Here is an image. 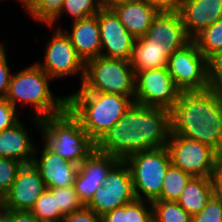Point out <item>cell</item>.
I'll list each match as a JSON object with an SVG mask.
<instances>
[{
    "label": "cell",
    "mask_w": 222,
    "mask_h": 222,
    "mask_svg": "<svg viewBox=\"0 0 222 222\" xmlns=\"http://www.w3.org/2000/svg\"><path fill=\"white\" fill-rule=\"evenodd\" d=\"M30 211L41 222H61L64 216L57 209L56 188L46 189Z\"/></svg>",
    "instance_id": "28"
},
{
    "label": "cell",
    "mask_w": 222,
    "mask_h": 222,
    "mask_svg": "<svg viewBox=\"0 0 222 222\" xmlns=\"http://www.w3.org/2000/svg\"><path fill=\"white\" fill-rule=\"evenodd\" d=\"M213 196L210 177H192L177 203L191 216L201 212Z\"/></svg>",
    "instance_id": "22"
},
{
    "label": "cell",
    "mask_w": 222,
    "mask_h": 222,
    "mask_svg": "<svg viewBox=\"0 0 222 222\" xmlns=\"http://www.w3.org/2000/svg\"><path fill=\"white\" fill-rule=\"evenodd\" d=\"M46 190L39 171L33 164H23L9 191L0 200V207L9 210L30 211Z\"/></svg>",
    "instance_id": "14"
},
{
    "label": "cell",
    "mask_w": 222,
    "mask_h": 222,
    "mask_svg": "<svg viewBox=\"0 0 222 222\" xmlns=\"http://www.w3.org/2000/svg\"><path fill=\"white\" fill-rule=\"evenodd\" d=\"M171 112V134L222 152V96L208 88L180 91Z\"/></svg>",
    "instance_id": "2"
},
{
    "label": "cell",
    "mask_w": 222,
    "mask_h": 222,
    "mask_svg": "<svg viewBox=\"0 0 222 222\" xmlns=\"http://www.w3.org/2000/svg\"><path fill=\"white\" fill-rule=\"evenodd\" d=\"M101 56L130 60L135 37L124 27L113 10L98 12Z\"/></svg>",
    "instance_id": "15"
},
{
    "label": "cell",
    "mask_w": 222,
    "mask_h": 222,
    "mask_svg": "<svg viewBox=\"0 0 222 222\" xmlns=\"http://www.w3.org/2000/svg\"><path fill=\"white\" fill-rule=\"evenodd\" d=\"M124 27L135 37L147 33L152 20L159 13L156 6L148 1L133 0L112 9Z\"/></svg>",
    "instance_id": "21"
},
{
    "label": "cell",
    "mask_w": 222,
    "mask_h": 222,
    "mask_svg": "<svg viewBox=\"0 0 222 222\" xmlns=\"http://www.w3.org/2000/svg\"><path fill=\"white\" fill-rule=\"evenodd\" d=\"M43 60L36 63L55 81L58 79L76 78L79 75L81 86L84 73L85 62L77 54L70 38L62 29L55 28L52 35L45 40Z\"/></svg>",
    "instance_id": "8"
},
{
    "label": "cell",
    "mask_w": 222,
    "mask_h": 222,
    "mask_svg": "<svg viewBox=\"0 0 222 222\" xmlns=\"http://www.w3.org/2000/svg\"><path fill=\"white\" fill-rule=\"evenodd\" d=\"M26 1L27 0H18V3H20L21 4L20 6H22Z\"/></svg>",
    "instance_id": "44"
},
{
    "label": "cell",
    "mask_w": 222,
    "mask_h": 222,
    "mask_svg": "<svg viewBox=\"0 0 222 222\" xmlns=\"http://www.w3.org/2000/svg\"><path fill=\"white\" fill-rule=\"evenodd\" d=\"M63 5L64 0H27L22 8L32 21L47 26L61 13Z\"/></svg>",
    "instance_id": "25"
},
{
    "label": "cell",
    "mask_w": 222,
    "mask_h": 222,
    "mask_svg": "<svg viewBox=\"0 0 222 222\" xmlns=\"http://www.w3.org/2000/svg\"><path fill=\"white\" fill-rule=\"evenodd\" d=\"M180 90L175 86L167 67L148 69L135 75L134 102L172 110Z\"/></svg>",
    "instance_id": "11"
},
{
    "label": "cell",
    "mask_w": 222,
    "mask_h": 222,
    "mask_svg": "<svg viewBox=\"0 0 222 222\" xmlns=\"http://www.w3.org/2000/svg\"><path fill=\"white\" fill-rule=\"evenodd\" d=\"M170 134L171 112L168 109L133 102L95 143V149L124 160L136 152L165 147Z\"/></svg>",
    "instance_id": "1"
},
{
    "label": "cell",
    "mask_w": 222,
    "mask_h": 222,
    "mask_svg": "<svg viewBox=\"0 0 222 222\" xmlns=\"http://www.w3.org/2000/svg\"><path fill=\"white\" fill-rule=\"evenodd\" d=\"M23 121L0 132V158L19 160L23 164H32L36 145L28 127Z\"/></svg>",
    "instance_id": "20"
},
{
    "label": "cell",
    "mask_w": 222,
    "mask_h": 222,
    "mask_svg": "<svg viewBox=\"0 0 222 222\" xmlns=\"http://www.w3.org/2000/svg\"><path fill=\"white\" fill-rule=\"evenodd\" d=\"M40 142H42L41 151L37 145L32 164L39 171L46 189L74 186L79 165L62 158L42 140Z\"/></svg>",
    "instance_id": "16"
},
{
    "label": "cell",
    "mask_w": 222,
    "mask_h": 222,
    "mask_svg": "<svg viewBox=\"0 0 222 222\" xmlns=\"http://www.w3.org/2000/svg\"><path fill=\"white\" fill-rule=\"evenodd\" d=\"M191 40L179 12H159L147 33L135 38L133 49L179 50Z\"/></svg>",
    "instance_id": "12"
},
{
    "label": "cell",
    "mask_w": 222,
    "mask_h": 222,
    "mask_svg": "<svg viewBox=\"0 0 222 222\" xmlns=\"http://www.w3.org/2000/svg\"><path fill=\"white\" fill-rule=\"evenodd\" d=\"M167 150L171 164L192 177H210L217 152L199 141L170 135Z\"/></svg>",
    "instance_id": "13"
},
{
    "label": "cell",
    "mask_w": 222,
    "mask_h": 222,
    "mask_svg": "<svg viewBox=\"0 0 222 222\" xmlns=\"http://www.w3.org/2000/svg\"><path fill=\"white\" fill-rule=\"evenodd\" d=\"M133 0H99L102 9L112 10L116 6L131 2Z\"/></svg>",
    "instance_id": "42"
},
{
    "label": "cell",
    "mask_w": 222,
    "mask_h": 222,
    "mask_svg": "<svg viewBox=\"0 0 222 222\" xmlns=\"http://www.w3.org/2000/svg\"><path fill=\"white\" fill-rule=\"evenodd\" d=\"M4 210L8 215V222H41L28 210Z\"/></svg>",
    "instance_id": "39"
},
{
    "label": "cell",
    "mask_w": 222,
    "mask_h": 222,
    "mask_svg": "<svg viewBox=\"0 0 222 222\" xmlns=\"http://www.w3.org/2000/svg\"><path fill=\"white\" fill-rule=\"evenodd\" d=\"M191 222H222V199L212 196L201 212L192 216Z\"/></svg>",
    "instance_id": "34"
},
{
    "label": "cell",
    "mask_w": 222,
    "mask_h": 222,
    "mask_svg": "<svg viewBox=\"0 0 222 222\" xmlns=\"http://www.w3.org/2000/svg\"><path fill=\"white\" fill-rule=\"evenodd\" d=\"M119 161V158L102 154L95 149L80 163L74 188L84 205L91 200L95 191L104 184L107 174Z\"/></svg>",
    "instance_id": "17"
},
{
    "label": "cell",
    "mask_w": 222,
    "mask_h": 222,
    "mask_svg": "<svg viewBox=\"0 0 222 222\" xmlns=\"http://www.w3.org/2000/svg\"><path fill=\"white\" fill-rule=\"evenodd\" d=\"M176 50L133 49L130 65L136 75L138 72L148 69L165 68L168 58Z\"/></svg>",
    "instance_id": "24"
},
{
    "label": "cell",
    "mask_w": 222,
    "mask_h": 222,
    "mask_svg": "<svg viewBox=\"0 0 222 222\" xmlns=\"http://www.w3.org/2000/svg\"><path fill=\"white\" fill-rule=\"evenodd\" d=\"M8 41L6 39V42H0V97H6L9 83L13 74V71H11V66L8 64V55H7V49Z\"/></svg>",
    "instance_id": "35"
},
{
    "label": "cell",
    "mask_w": 222,
    "mask_h": 222,
    "mask_svg": "<svg viewBox=\"0 0 222 222\" xmlns=\"http://www.w3.org/2000/svg\"><path fill=\"white\" fill-rule=\"evenodd\" d=\"M62 30L70 38L77 54L86 62L101 56V39L98 14L82 20L69 23Z\"/></svg>",
    "instance_id": "18"
},
{
    "label": "cell",
    "mask_w": 222,
    "mask_h": 222,
    "mask_svg": "<svg viewBox=\"0 0 222 222\" xmlns=\"http://www.w3.org/2000/svg\"><path fill=\"white\" fill-rule=\"evenodd\" d=\"M191 178L190 174L171 164L164 177L161 195L156 200L177 202Z\"/></svg>",
    "instance_id": "26"
},
{
    "label": "cell",
    "mask_w": 222,
    "mask_h": 222,
    "mask_svg": "<svg viewBox=\"0 0 222 222\" xmlns=\"http://www.w3.org/2000/svg\"><path fill=\"white\" fill-rule=\"evenodd\" d=\"M143 1H148V2L153 3L155 0H143Z\"/></svg>",
    "instance_id": "45"
},
{
    "label": "cell",
    "mask_w": 222,
    "mask_h": 222,
    "mask_svg": "<svg viewBox=\"0 0 222 222\" xmlns=\"http://www.w3.org/2000/svg\"><path fill=\"white\" fill-rule=\"evenodd\" d=\"M0 222H8V215L4 209L0 207Z\"/></svg>",
    "instance_id": "43"
},
{
    "label": "cell",
    "mask_w": 222,
    "mask_h": 222,
    "mask_svg": "<svg viewBox=\"0 0 222 222\" xmlns=\"http://www.w3.org/2000/svg\"><path fill=\"white\" fill-rule=\"evenodd\" d=\"M72 92L67 95V108L95 143L134 102L130 97L120 94Z\"/></svg>",
    "instance_id": "4"
},
{
    "label": "cell",
    "mask_w": 222,
    "mask_h": 222,
    "mask_svg": "<svg viewBox=\"0 0 222 222\" xmlns=\"http://www.w3.org/2000/svg\"><path fill=\"white\" fill-rule=\"evenodd\" d=\"M17 110L5 97H0V132L22 120Z\"/></svg>",
    "instance_id": "36"
},
{
    "label": "cell",
    "mask_w": 222,
    "mask_h": 222,
    "mask_svg": "<svg viewBox=\"0 0 222 222\" xmlns=\"http://www.w3.org/2000/svg\"><path fill=\"white\" fill-rule=\"evenodd\" d=\"M186 0H155L153 4L159 12H179Z\"/></svg>",
    "instance_id": "40"
},
{
    "label": "cell",
    "mask_w": 222,
    "mask_h": 222,
    "mask_svg": "<svg viewBox=\"0 0 222 222\" xmlns=\"http://www.w3.org/2000/svg\"><path fill=\"white\" fill-rule=\"evenodd\" d=\"M101 222H125V205L102 215Z\"/></svg>",
    "instance_id": "41"
},
{
    "label": "cell",
    "mask_w": 222,
    "mask_h": 222,
    "mask_svg": "<svg viewBox=\"0 0 222 222\" xmlns=\"http://www.w3.org/2000/svg\"><path fill=\"white\" fill-rule=\"evenodd\" d=\"M153 222H191L192 216L176 201L154 200Z\"/></svg>",
    "instance_id": "29"
},
{
    "label": "cell",
    "mask_w": 222,
    "mask_h": 222,
    "mask_svg": "<svg viewBox=\"0 0 222 222\" xmlns=\"http://www.w3.org/2000/svg\"><path fill=\"white\" fill-rule=\"evenodd\" d=\"M135 199L136 195L130 169L124 160H120L109 171L104 184L95 191L93 197L85 206L102 216Z\"/></svg>",
    "instance_id": "10"
},
{
    "label": "cell",
    "mask_w": 222,
    "mask_h": 222,
    "mask_svg": "<svg viewBox=\"0 0 222 222\" xmlns=\"http://www.w3.org/2000/svg\"><path fill=\"white\" fill-rule=\"evenodd\" d=\"M39 137L51 150L77 165L95 150V142L68 108L42 119Z\"/></svg>",
    "instance_id": "5"
},
{
    "label": "cell",
    "mask_w": 222,
    "mask_h": 222,
    "mask_svg": "<svg viewBox=\"0 0 222 222\" xmlns=\"http://www.w3.org/2000/svg\"><path fill=\"white\" fill-rule=\"evenodd\" d=\"M167 70L180 91L209 88L207 58L193 40L171 54Z\"/></svg>",
    "instance_id": "9"
},
{
    "label": "cell",
    "mask_w": 222,
    "mask_h": 222,
    "mask_svg": "<svg viewBox=\"0 0 222 222\" xmlns=\"http://www.w3.org/2000/svg\"><path fill=\"white\" fill-rule=\"evenodd\" d=\"M125 222H153L152 203L136 198L125 204Z\"/></svg>",
    "instance_id": "31"
},
{
    "label": "cell",
    "mask_w": 222,
    "mask_h": 222,
    "mask_svg": "<svg viewBox=\"0 0 222 222\" xmlns=\"http://www.w3.org/2000/svg\"><path fill=\"white\" fill-rule=\"evenodd\" d=\"M54 81L36 62L13 71L6 99L18 110L30 106L24 114L40 133L41 120L62 113L67 108V96H56L51 90ZM18 104V105H17Z\"/></svg>",
    "instance_id": "3"
},
{
    "label": "cell",
    "mask_w": 222,
    "mask_h": 222,
    "mask_svg": "<svg viewBox=\"0 0 222 222\" xmlns=\"http://www.w3.org/2000/svg\"><path fill=\"white\" fill-rule=\"evenodd\" d=\"M209 88L222 96V51L207 59Z\"/></svg>",
    "instance_id": "33"
},
{
    "label": "cell",
    "mask_w": 222,
    "mask_h": 222,
    "mask_svg": "<svg viewBox=\"0 0 222 222\" xmlns=\"http://www.w3.org/2000/svg\"><path fill=\"white\" fill-rule=\"evenodd\" d=\"M75 92L113 93L134 101L135 74L129 60L99 56L85 62L84 79Z\"/></svg>",
    "instance_id": "6"
},
{
    "label": "cell",
    "mask_w": 222,
    "mask_h": 222,
    "mask_svg": "<svg viewBox=\"0 0 222 222\" xmlns=\"http://www.w3.org/2000/svg\"><path fill=\"white\" fill-rule=\"evenodd\" d=\"M192 40L207 59L215 52L222 51V17L203 29Z\"/></svg>",
    "instance_id": "27"
},
{
    "label": "cell",
    "mask_w": 222,
    "mask_h": 222,
    "mask_svg": "<svg viewBox=\"0 0 222 222\" xmlns=\"http://www.w3.org/2000/svg\"><path fill=\"white\" fill-rule=\"evenodd\" d=\"M179 14L186 33L193 39L222 17V0H186Z\"/></svg>",
    "instance_id": "19"
},
{
    "label": "cell",
    "mask_w": 222,
    "mask_h": 222,
    "mask_svg": "<svg viewBox=\"0 0 222 222\" xmlns=\"http://www.w3.org/2000/svg\"><path fill=\"white\" fill-rule=\"evenodd\" d=\"M57 209L63 216L82 209L85 205L80 200L74 186L56 188Z\"/></svg>",
    "instance_id": "30"
},
{
    "label": "cell",
    "mask_w": 222,
    "mask_h": 222,
    "mask_svg": "<svg viewBox=\"0 0 222 222\" xmlns=\"http://www.w3.org/2000/svg\"><path fill=\"white\" fill-rule=\"evenodd\" d=\"M210 180L213 196L222 199V152L216 154Z\"/></svg>",
    "instance_id": "37"
},
{
    "label": "cell",
    "mask_w": 222,
    "mask_h": 222,
    "mask_svg": "<svg viewBox=\"0 0 222 222\" xmlns=\"http://www.w3.org/2000/svg\"><path fill=\"white\" fill-rule=\"evenodd\" d=\"M101 9L99 0H64L61 13L47 27L49 30L54 28L62 29L60 20L63 17L69 18L72 23L95 16ZM56 23L59 24L57 25Z\"/></svg>",
    "instance_id": "23"
},
{
    "label": "cell",
    "mask_w": 222,
    "mask_h": 222,
    "mask_svg": "<svg viewBox=\"0 0 222 222\" xmlns=\"http://www.w3.org/2000/svg\"><path fill=\"white\" fill-rule=\"evenodd\" d=\"M23 163L10 158H0V200L9 191L13 184L18 170Z\"/></svg>",
    "instance_id": "32"
},
{
    "label": "cell",
    "mask_w": 222,
    "mask_h": 222,
    "mask_svg": "<svg viewBox=\"0 0 222 222\" xmlns=\"http://www.w3.org/2000/svg\"><path fill=\"white\" fill-rule=\"evenodd\" d=\"M124 161L131 172L136 198L156 200L161 195L164 177L171 165L167 147L136 152Z\"/></svg>",
    "instance_id": "7"
},
{
    "label": "cell",
    "mask_w": 222,
    "mask_h": 222,
    "mask_svg": "<svg viewBox=\"0 0 222 222\" xmlns=\"http://www.w3.org/2000/svg\"><path fill=\"white\" fill-rule=\"evenodd\" d=\"M61 222H101V216L84 206L82 209L65 215Z\"/></svg>",
    "instance_id": "38"
}]
</instances>
